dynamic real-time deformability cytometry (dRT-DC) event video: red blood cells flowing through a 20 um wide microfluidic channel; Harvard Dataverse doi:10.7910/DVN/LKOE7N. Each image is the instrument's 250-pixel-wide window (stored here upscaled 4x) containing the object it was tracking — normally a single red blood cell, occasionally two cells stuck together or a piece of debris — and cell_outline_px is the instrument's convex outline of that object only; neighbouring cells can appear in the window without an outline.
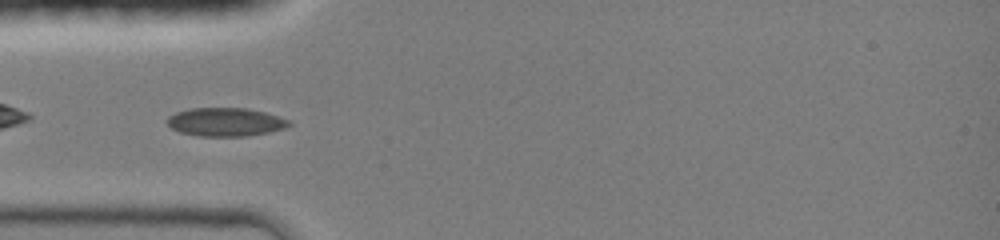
{"species": "common noctule bat (a hibernating species)", "species_latin": "Nyctalus noctula", "temperature_condition": "room temperature", "stored_images_in_passage": 47, "camera_frame_rate_fps": 3000, "um_per_image_px": 0.085, "animal": {"sex": "female", "body_mass_g": 19.0, "forearm_length_mm": 51.5}, "frame": {"image": 1, "passage_image": 13, "time_ms": 4.333, "image_size_px": [1000, 240], "cell_outline_px": [[292, 124], [284, 128], [268, 132], [244, 136], [200, 136], [180, 132], [172, 128], [164, 120], [168, 116], [176, 112], [188, 108], [248, 108], [264, 112], [292, 120]], "centroid_in_image_um": [19.15, 10.36], "position_along_channel_um": 65.8, "area_um2": 20.29}}
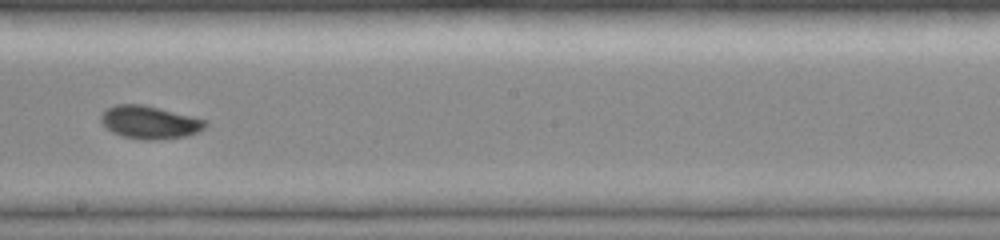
{"frame": {"image": 2, "passage_image": 28, "time_ms": 8.333, "image_size_px": [1000, 240], "cell_outline_px": [[208, 124], [204, 128], [188, 136], [152, 140], [144, 140], [124, 136], [112, 132], [100, 120], [100, 116], [108, 108], [116, 104], [144, 104], [208, 120]], "centroid_in_image_um": [12.75, 10.39], "position_along_channel_um": 235.5, "area_um2": 19.94}}
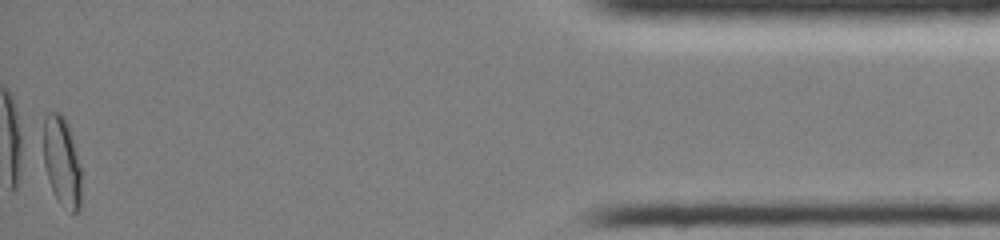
{"frame": {"image": 3, "passage_image": 47, "time_ms": 14.667, "image_size_px": [1000, 240], "cell_outline_px": [[80, 208], [72, 216], [60, 204], [48, 180], [44, 164], [44, 116], [48, 112], [60, 112], [64, 116], [68, 124], [80, 164]], "centroid_in_image_um": [5.26, 13.75], "position_along_channel_um": 429.9, "area_um2": 19.83}}